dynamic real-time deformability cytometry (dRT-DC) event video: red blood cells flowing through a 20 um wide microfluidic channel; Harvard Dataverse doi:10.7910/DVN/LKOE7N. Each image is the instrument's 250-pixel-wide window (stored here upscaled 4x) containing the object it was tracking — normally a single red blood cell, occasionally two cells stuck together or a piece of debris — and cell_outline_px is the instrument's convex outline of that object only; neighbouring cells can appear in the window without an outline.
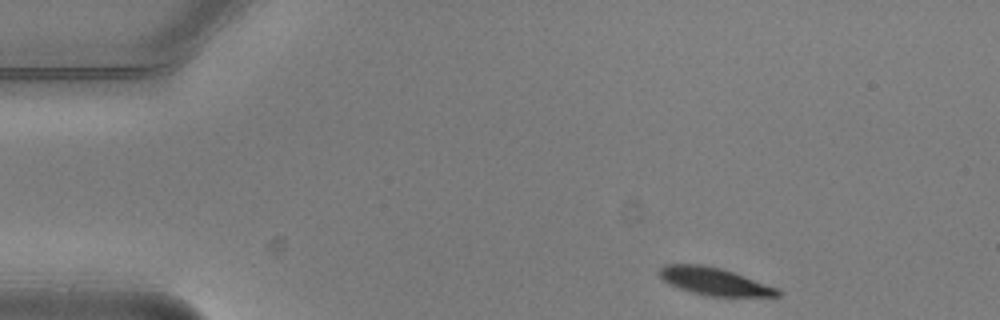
{"species": "common noctule bat (a hibernating species)", "species_latin": "Nyctalus noctula", "temperature_condition": "warm", "stored_images_in_passage": 5, "camera_frame_rate_fps": 3000, "um_per_image_px": 0.085, "animal": {"sex": "male", "body_mass_g": 20.5, "forearm_length_mm": 52.5}, "frame": {"image": 1, "passage_image": 1, "time_ms": 0.0, "image_size_px": [1000, 320], "cell_outline_px": [[780, 296], [708, 296], [692, 292], [668, 284], [660, 276], [660, 268], [664, 264], [700, 264], [720, 268], [780, 288]], "centroid_in_image_um": [60.73, 23.92], "position_along_channel_um": 24.3, "area_um2": 18.79}}
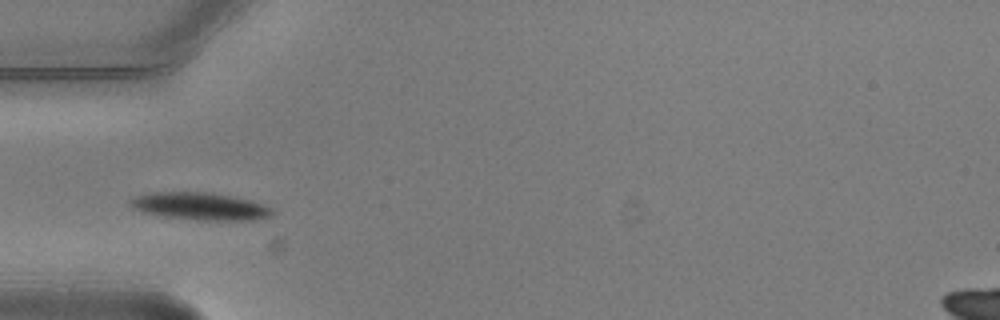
{"frame": {"image": 2, "passage_image": 4, "time_ms": 1.0, "image_size_px": [1000, 320], "cell_outline_px": [[272, 212], [268, 216], [252, 220], [196, 220], [164, 216], [144, 212], [132, 208], [128, 204], [128, 200], [136, 196], [152, 192], [212, 192], [232, 196], [248, 200], [272, 208]], "centroid_in_image_um": [16.93, 17.52], "position_along_channel_um": 68.1, "area_um2": 22.48}}
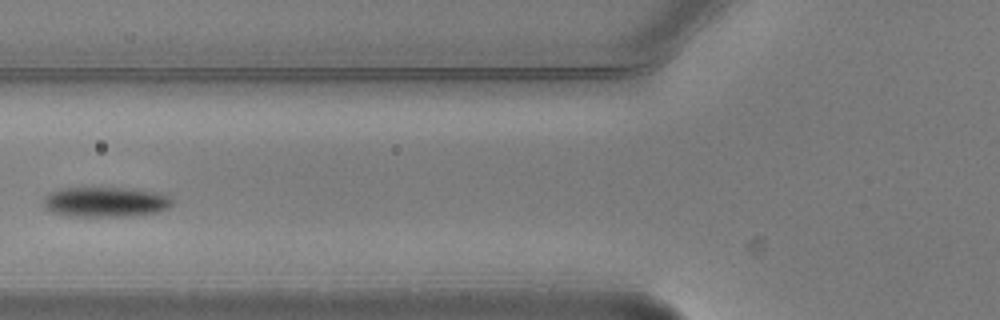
{"frame": {"image": 3, "passage_image": 5, "time_ms": 1.333, "image_size_px": [1000, 320], "cell_outline_px": [[172, 204], [168, 208], [156, 212], [128, 216], [72, 216], [52, 212], [44, 204], [44, 196], [48, 192], [60, 188], [136, 188], [160, 192], [168, 196], [172, 200]], "centroid_in_image_um": [8.98, 17.14], "position_along_channel_um": 116.8, "area_um2": 22.6}}